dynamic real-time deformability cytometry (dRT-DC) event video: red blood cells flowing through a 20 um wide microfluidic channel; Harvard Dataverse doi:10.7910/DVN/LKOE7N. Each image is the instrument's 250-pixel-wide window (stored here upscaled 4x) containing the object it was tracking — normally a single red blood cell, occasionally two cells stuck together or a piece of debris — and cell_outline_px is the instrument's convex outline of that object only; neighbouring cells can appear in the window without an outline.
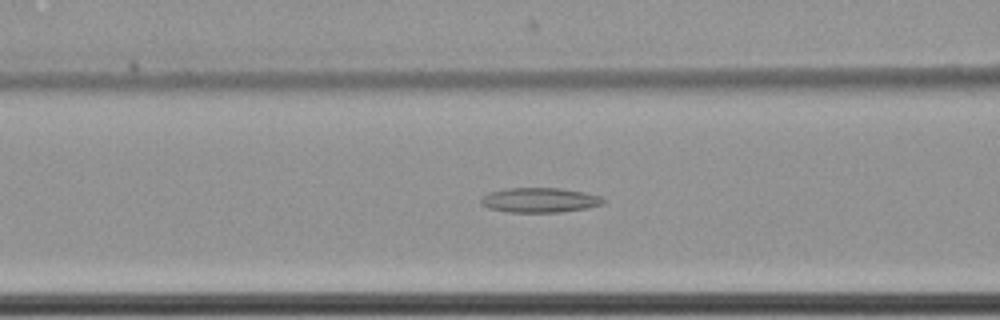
{"species": "common noctule bat (a hibernating species)", "species_latin": "Nyctalus noctula", "temperature_condition": "cold", "stored_images_in_passage": 41, "camera_frame_rate_fps": 3000, "um_per_image_px": 0.085, "animal": {"sex": "female", "body_mass_g": 22.7, "forearm_length_mm": 54.2}, "frame": {"image": 1, "passage_image": 6, "time_ms": 1.667, "image_size_px": [1000, 320], "cell_outline_px": [[608, 200], [604, 204], [588, 208], [560, 212], [508, 212], [488, 208], [480, 204], [480, 196], [488, 192], [504, 188], [560, 188], [584, 192], [600, 196]], "centroid_in_image_um": [45.86, 17.0], "position_along_channel_um": 120.7, "area_um2": 17.98}}
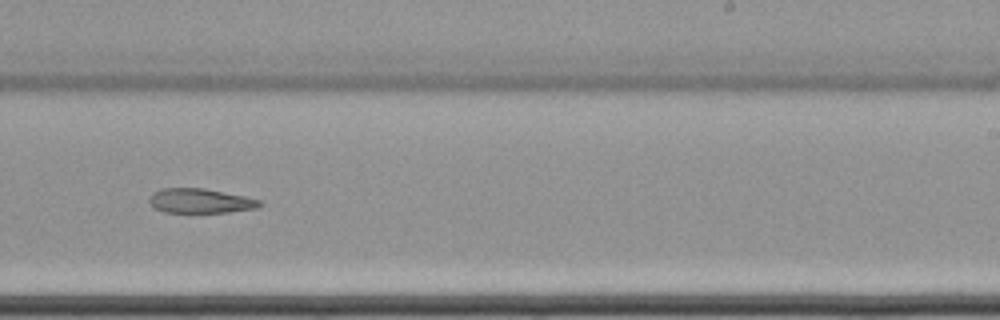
{"frame": {"image": 2, "passage_image": 19, "time_ms": 6.0, "image_size_px": [1000, 320], "cell_outline_px": [[264, 204], [256, 208], [228, 212], [164, 212], [156, 208], [148, 200], [152, 192], [160, 188], [204, 188], [244, 196], [260, 200]], "centroid_in_image_um": [17.02, 17.06], "position_along_channel_um": 272.0, "area_um2": 15.72}}
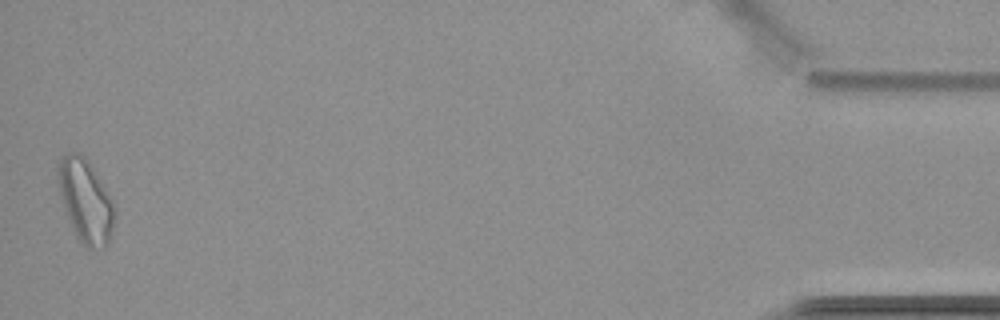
{"frame": {"image": 3, "passage_image": 40, "time_ms": 13.0, "image_size_px": [1000, 320], "cell_outline_px": [[116, 212], [112, 236], [108, 244], [104, 248], [88, 248], [76, 236], [72, 228], [64, 208], [60, 196], [56, 176], [56, 160], [60, 156], [68, 152], [80, 152], [88, 160], [96, 172], [112, 200]], "centroid_in_image_um": [7.25, 17.03], "position_along_channel_um": 428.0, "area_um2": 27.98}, "authors_computed_cell_mechanics": {"area_um2": 17.4556, "velocity_mm_per_s": 3.4916, "shape_relaxation_time_tau1_ms": null, "shape_relaxation_time_tau2_ms": 8.6355, "deformation_change_tau1": null, "deformation_change_tau2": 0.165}}